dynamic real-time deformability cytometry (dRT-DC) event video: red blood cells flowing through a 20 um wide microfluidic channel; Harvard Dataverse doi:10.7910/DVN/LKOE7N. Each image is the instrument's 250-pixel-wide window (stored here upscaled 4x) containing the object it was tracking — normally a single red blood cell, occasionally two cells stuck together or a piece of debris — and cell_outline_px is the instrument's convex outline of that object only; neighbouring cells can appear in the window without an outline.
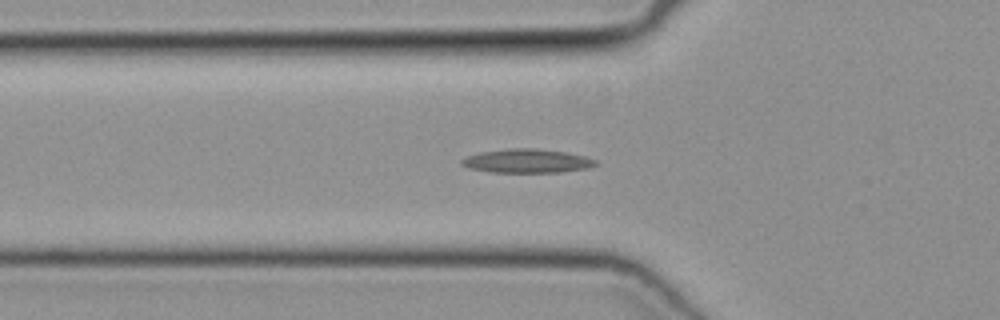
{"species": "common noctule bat (a hibernating species)", "species_latin": "Nyctalus noctula", "temperature_condition": "cold", "stored_images_in_passage": 32, "camera_frame_rate_fps": 3000, "um_per_image_px": 0.085, "animal": {"sex": "female", "body_mass_g": 19.3, "forearm_length_mm": 54.1}, "frame": {"image": 1, "passage_image": 11, "time_ms": 3.333, "image_size_px": [1000, 320], "cell_outline_px": [[600, 164], [588, 168], [560, 172], [492, 172], [468, 168], [460, 164], [460, 160], [468, 156], [480, 152], [508, 148], [536, 148], [564, 152], [584, 156], [596, 160]], "centroid_in_image_um": [44.79, 13.68], "position_along_channel_um": 81.0, "area_um2": 18.61}}
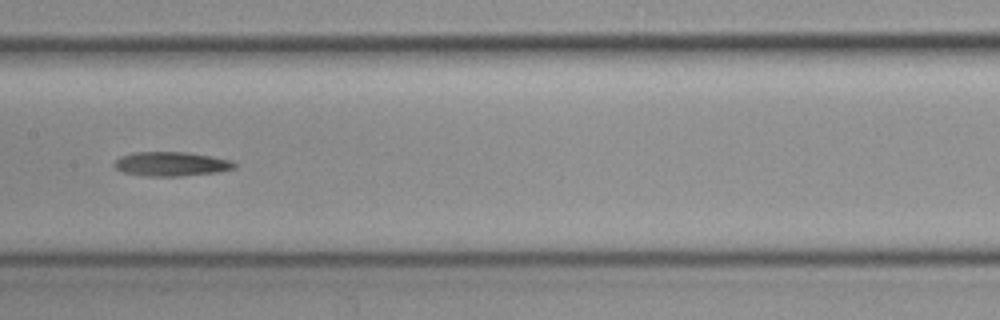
{"frame": {"image": 2, "passage_image": 19, "time_ms": 6.0, "image_size_px": [1000, 320], "cell_outline_px": [[236, 168], [216, 172], [184, 176], [148, 176], [124, 172], [116, 168], [112, 164], [120, 156], [132, 152], [188, 152], [212, 156], [232, 160], [236, 164]], "centroid_in_image_um": [14.57, 13.93], "position_along_channel_um": 192.8, "area_um2": 17.05}}
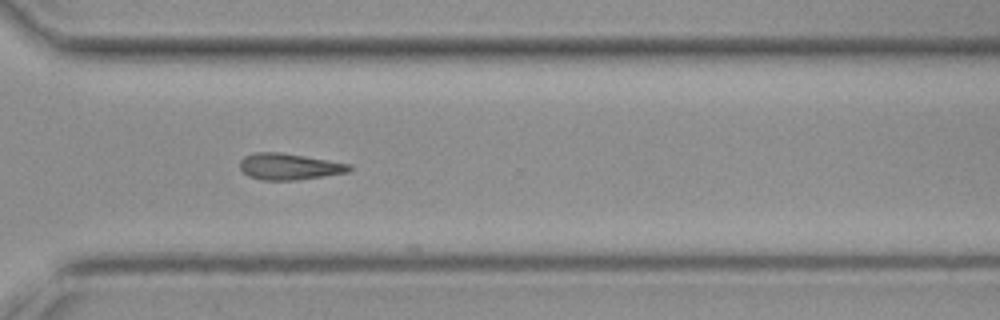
{"frame": {"image": 3, "passage_image": 30, "time_ms": 9.667, "image_size_px": [1000, 320], "cell_outline_px": [[352, 168], [348, 172], [324, 176], [296, 180], [260, 180], [248, 176], [240, 168], [240, 160], [244, 156], [256, 152], [280, 152], [352, 164]], "centroid_in_image_um": [24.57, 14.16], "position_along_channel_um": 346.0, "area_um2": 16.82}}